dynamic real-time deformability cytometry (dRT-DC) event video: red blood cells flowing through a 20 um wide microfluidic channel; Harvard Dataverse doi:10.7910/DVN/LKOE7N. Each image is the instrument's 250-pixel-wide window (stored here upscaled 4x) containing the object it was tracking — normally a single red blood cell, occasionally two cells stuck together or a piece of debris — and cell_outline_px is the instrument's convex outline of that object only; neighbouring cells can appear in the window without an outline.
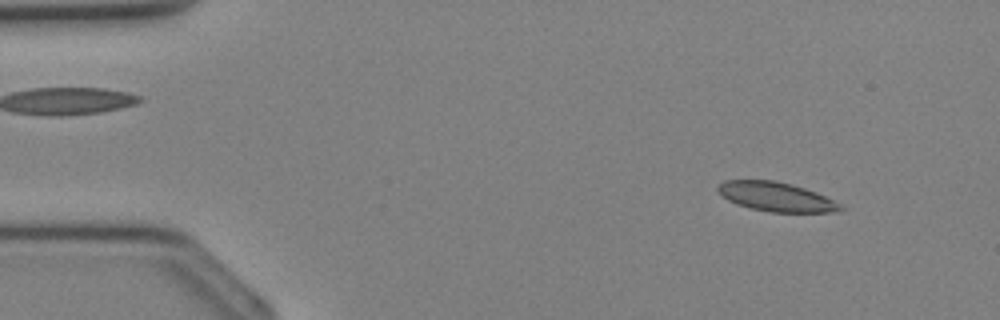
{"species": "Egyptian fruit bat (a non-hibernating species)", "species_latin": "Rousettus aegyptiacus", "temperature_condition": "cold", "stored_images_in_passage": 33, "camera_frame_rate_fps": 3000, "um_per_image_px": 0.085, "animal": {"sex": "female"}, "frame": {"image": 1, "passage_image": 2, "time_ms": 0.333, "image_size_px": [1000, 320], "cell_outline_px": [[844, 208], [832, 212], [772, 212], [752, 208], [736, 204], [728, 200], [716, 188], [724, 180], [776, 180], [792, 184], [816, 192], [840, 204]], "centroid_in_image_um": [65.96, 16.71], "position_along_channel_um": 19.0, "area_um2": 20.58}}
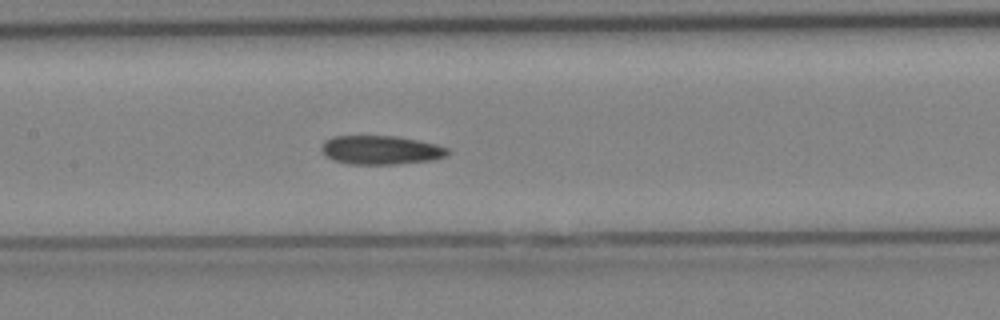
{"frame": {"image": 2, "passage_image": 15, "time_ms": 4.667, "image_size_px": [1000, 320], "cell_outline_px": [[448, 152], [444, 156], [432, 160], [392, 164], [348, 164], [332, 160], [324, 156], [320, 148], [324, 140], [332, 136], [396, 136], [436, 144], [448, 148]], "centroid_in_image_um": [32.28, 12.75], "position_along_channel_um": 175.1, "area_um2": 21.21}}
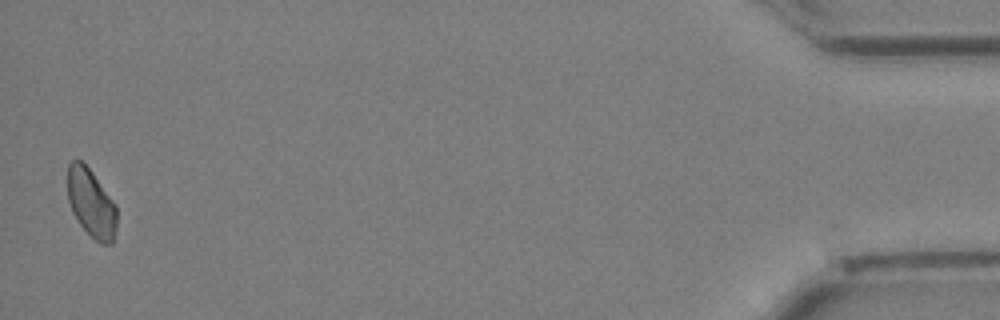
{"frame": {"image": 3, "passage_image": 33, "time_ms": 10.667, "image_size_px": [1000, 320], "cell_outline_px": [[116, 228], [112, 244], [100, 244], [80, 224], [72, 212], [68, 200], [68, 164], [72, 160], [80, 160], [92, 172], [116, 204]], "centroid_in_image_um": [7.76, 17.27], "position_along_channel_um": 427.4, "area_um2": 19.42}}